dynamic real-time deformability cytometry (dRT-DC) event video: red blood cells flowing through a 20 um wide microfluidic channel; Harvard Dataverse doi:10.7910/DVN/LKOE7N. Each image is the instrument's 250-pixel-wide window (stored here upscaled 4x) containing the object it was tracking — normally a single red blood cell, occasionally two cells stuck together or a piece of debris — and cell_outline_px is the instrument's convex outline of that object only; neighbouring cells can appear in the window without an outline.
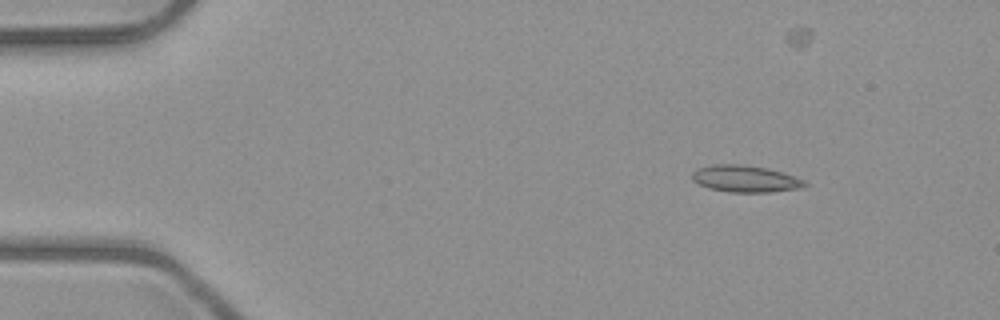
{"species": "common noctule bat (a hibernating species)", "species_latin": "Nyctalus noctula", "temperature_condition": "room temperature", "stored_images_in_passage": 5, "camera_frame_rate_fps": 3000, "um_per_image_px": 0.085, "animal": {"sex": "male", "body_mass_g": 23.1, "forearm_length_mm": 52.7}, "frame": {"image": 1, "passage_image": 1, "time_ms": 0.0, "image_size_px": [1000, 320], "cell_outline_px": [[808, 184], [804, 188], [768, 192], [728, 192], [708, 188], [692, 180], [692, 172], [700, 168], [712, 164], [744, 164], [768, 168], [784, 172], [804, 180]], "centroid_in_image_um": [63.38, 15.19], "position_along_channel_um": 21.6, "area_um2": 17.74}}